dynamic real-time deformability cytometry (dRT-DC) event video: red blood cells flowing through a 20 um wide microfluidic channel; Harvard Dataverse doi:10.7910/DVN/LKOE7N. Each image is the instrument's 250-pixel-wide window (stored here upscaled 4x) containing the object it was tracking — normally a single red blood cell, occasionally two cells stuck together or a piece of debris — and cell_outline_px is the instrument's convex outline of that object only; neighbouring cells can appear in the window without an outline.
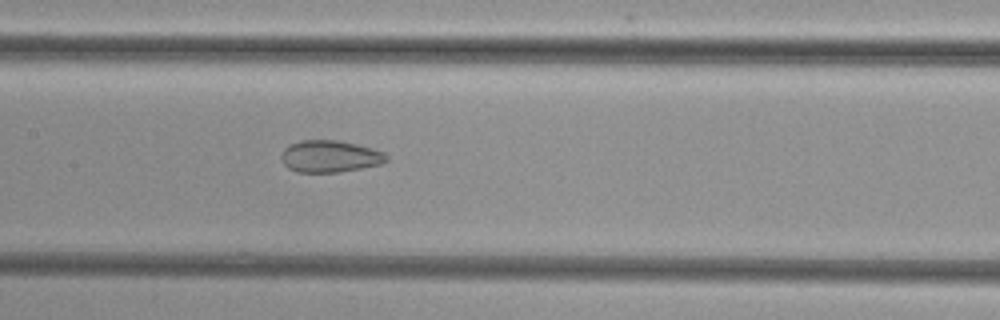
{"species": "common noctule bat (a hibernating species)", "species_latin": "Nyctalus noctula", "temperature_condition": "cold", "stored_images_in_passage": 49, "camera_frame_rate_fps": 3000, "um_per_image_px": 0.085, "animal": {"sex": "female", "body_mass_g": 29.2, "forearm_length_mm": 56.3}, "frame": {"image": 1, "passage_image": 23, "time_ms": 7.333, "image_size_px": [1000, 320], "cell_outline_px": [[388, 160], [380, 164], [360, 168], [336, 172], [296, 172], [288, 168], [284, 164], [280, 156], [284, 148], [300, 140], [336, 140], [356, 144], [372, 148], [384, 152], [388, 156]], "centroid_in_image_um": [28.03, 13.29], "position_along_channel_um": 179.4, "area_um2": 19.48}}
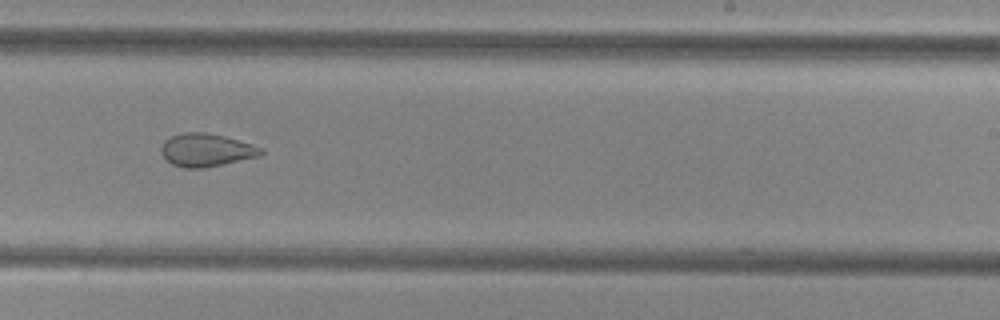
{"frame": {"image": 2, "passage_image": 30, "time_ms": 9.667, "image_size_px": [1000, 320], "cell_outline_px": [[264, 152], [260, 156], [204, 168], [184, 168], [172, 164], [160, 152], [160, 148], [164, 140], [172, 136], [184, 132], [204, 132], [224, 136], [252, 144], [264, 148]], "centroid_in_image_um": [17.54, 12.75], "position_along_channel_um": 271.5, "area_um2": 19.19}}
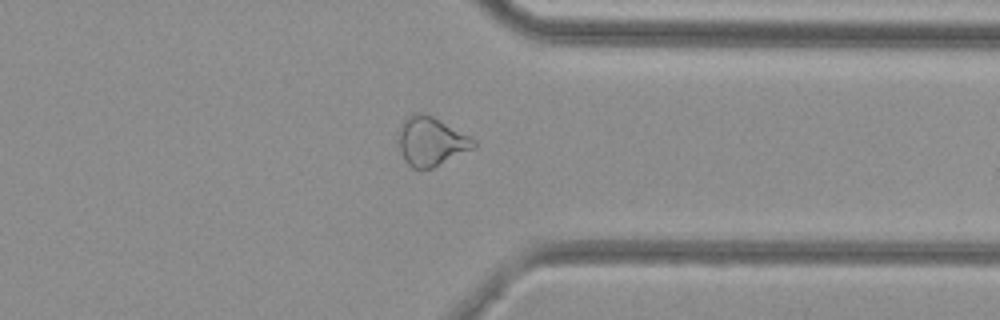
{"frame": {"image": 3, "passage_image": 38, "time_ms": 12.333, "image_size_px": [1000, 320], "cell_outline_px": [[476, 148], [432, 168], [412, 168], [408, 164], [400, 152], [400, 124], [408, 116], [416, 112], [420, 112], [432, 116], [476, 140]], "centroid_in_image_um": [36.66, 12.02], "position_along_channel_um": 374.7, "area_um2": 21.1}}